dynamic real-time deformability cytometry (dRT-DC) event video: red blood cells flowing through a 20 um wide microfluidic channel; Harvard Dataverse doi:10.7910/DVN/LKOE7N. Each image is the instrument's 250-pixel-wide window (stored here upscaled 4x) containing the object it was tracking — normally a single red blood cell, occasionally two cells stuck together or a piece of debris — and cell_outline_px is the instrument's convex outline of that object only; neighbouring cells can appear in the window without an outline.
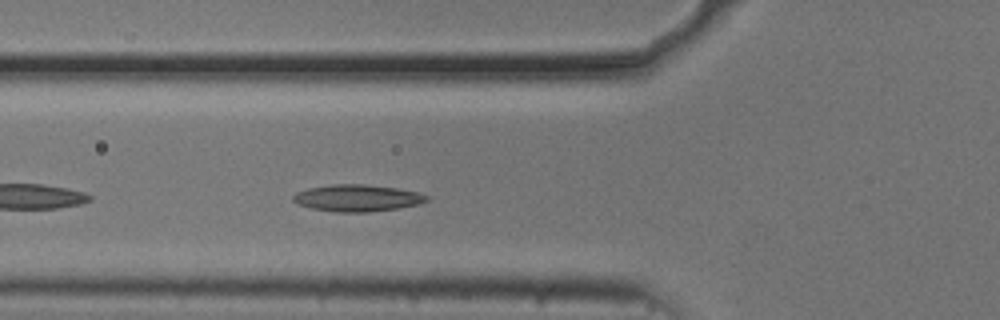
{"species": "common noctule bat (a hibernating species)", "species_latin": "Nyctalus noctula", "temperature_condition": "cold", "stored_images_in_passage": 40, "camera_frame_rate_fps": 3000, "um_per_image_px": 0.085, "animal": {"sex": "male", "body_mass_g": 20.5, "forearm_length_mm": 52.5}, "frame": {"image": 1, "passage_image": 5, "time_ms": 1.333, "image_size_px": [1000, 320], "cell_outline_px": [[432, 200], [420, 204], [396, 208], [368, 212], [336, 212], [312, 208], [300, 204], [292, 200], [292, 196], [296, 192], [308, 188], [332, 184], [364, 184], [396, 188], [416, 192], [428, 196]], "centroid_in_image_um": [30.38, 16.83], "position_along_channel_um": 95.4, "area_um2": 20.81}}
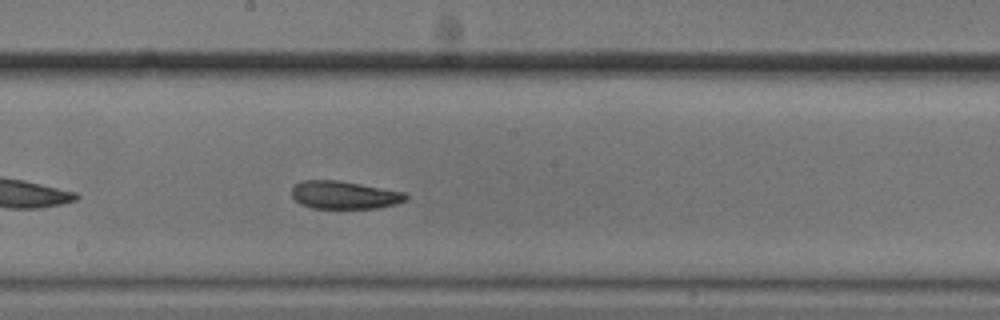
{"frame": {"image": 2, "passage_image": 15, "time_ms": 4.667, "image_size_px": [1000, 320], "cell_outline_px": [[408, 200], [396, 204], [376, 208], [312, 208], [300, 204], [292, 196], [292, 188], [296, 184], [304, 180], [340, 180], [404, 192], [408, 196]], "centroid_in_image_um": [29.28, 16.57], "position_along_channel_um": 218.9, "area_um2": 18.55}}
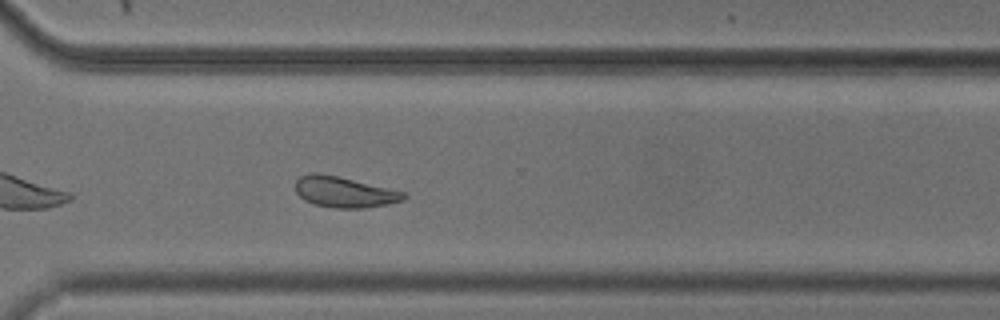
{"frame": {"image": 3, "passage_image": 25, "time_ms": 8.0, "image_size_px": [1000, 320], "cell_outline_px": [[408, 196], [404, 200], [388, 204], [364, 208], [336, 208], [312, 204], [304, 200], [296, 192], [296, 180], [300, 176], [312, 172], [316, 172], [336, 176], [388, 188], [404, 192]], "centroid_in_image_um": [29.25, 16.33], "position_along_channel_um": 341.4, "area_um2": 19.31}, "authors_computed_cell_mechanics": {"area_um2": 19.9699, "velocity_mm_per_s": 3.6882, "shape_relaxation_time_tau1_ms": null, "shape_relaxation_time_tau2_ms": 4.5914, "deformation_change_tau1": null, "deformation_change_tau2": 0.1047}}